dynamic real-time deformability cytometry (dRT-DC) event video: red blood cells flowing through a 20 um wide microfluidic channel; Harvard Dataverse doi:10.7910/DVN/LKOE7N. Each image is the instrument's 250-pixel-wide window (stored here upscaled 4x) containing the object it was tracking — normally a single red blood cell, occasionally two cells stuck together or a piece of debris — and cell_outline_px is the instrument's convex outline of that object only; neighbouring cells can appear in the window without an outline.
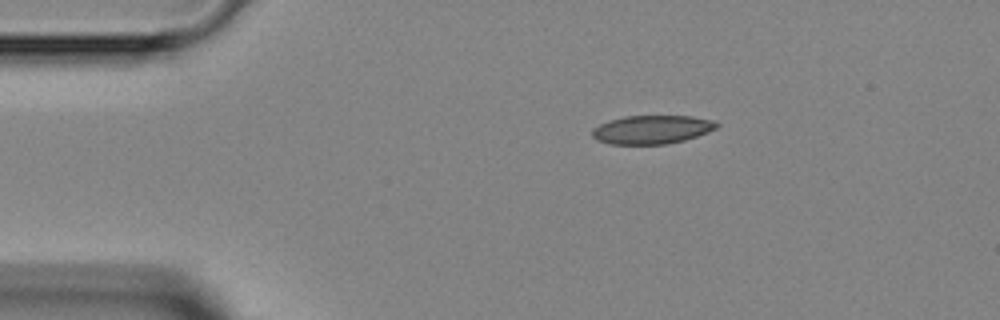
{"species": "Egyptian fruit bat (a non-hibernating species)", "species_latin": "Rousettus aegyptiacus", "temperature_condition": "room temperature", "stored_images_in_passage": 2, "camera_frame_rate_fps": 3000, "um_per_image_px": 0.085, "animal": {"sex": "female"}, "frame": {"image": 1, "passage_image": 1, "time_ms": 0.0, "image_size_px": [1000, 320], "cell_outline_px": [[720, 124], [716, 128], [708, 132], [684, 140], [668, 144], [612, 144], [596, 140], [592, 136], [592, 128], [600, 124], [624, 116], [692, 116], [716, 120]], "centroid_in_image_um": [55.44, 11.01], "position_along_channel_um": 29.6, "area_um2": 20.75}}